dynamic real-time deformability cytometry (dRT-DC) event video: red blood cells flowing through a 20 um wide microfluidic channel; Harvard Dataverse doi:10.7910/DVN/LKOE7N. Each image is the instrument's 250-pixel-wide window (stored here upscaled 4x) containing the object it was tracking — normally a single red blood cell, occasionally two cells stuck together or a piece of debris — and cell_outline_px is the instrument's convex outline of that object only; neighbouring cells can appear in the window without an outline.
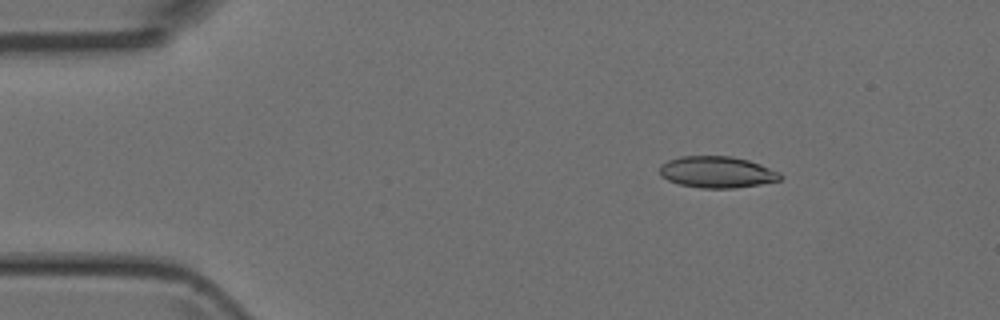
{"species": "Egyptian fruit bat (a non-hibernating species)", "species_latin": "Rousettus aegyptiacus", "temperature_condition": "room temperature", "stored_images_in_passage": 4, "camera_frame_rate_fps": 3000, "um_per_image_px": 0.085, "animal": {"sex": "female"}, "frame": {"image": 1, "passage_image": 2, "time_ms": 1.0, "image_size_px": [1000, 320], "cell_outline_px": [[784, 176], [780, 180], [760, 184], [732, 188], [700, 188], [680, 184], [668, 180], [660, 176], [660, 164], [668, 160], [680, 156], [732, 156], [748, 160], [760, 164], [780, 172]], "centroid_in_image_um": [60.94, 14.62], "position_along_channel_um": 24.1, "area_um2": 22.2}}
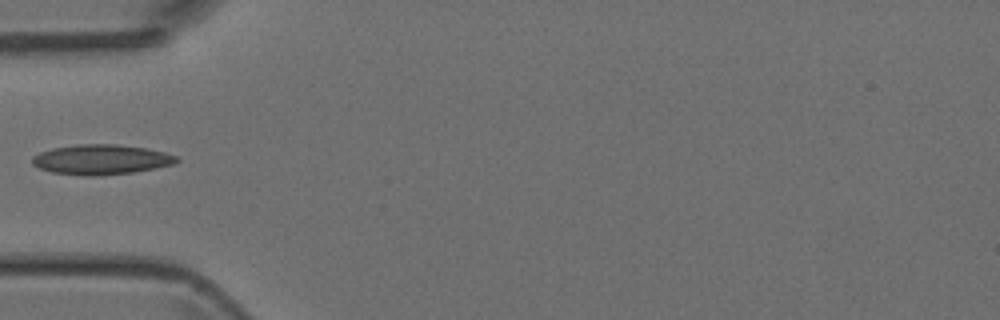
{"frame": {"image": 2, "passage_image": 4, "time_ms": 4.0, "image_size_px": [1000, 320], "cell_outline_px": [[180, 160], [172, 164], [156, 168], [132, 172], [92, 176], [88, 176], [52, 172], [40, 168], [32, 164], [32, 156], [40, 152], [52, 148], [80, 144], [116, 144], [144, 148], [164, 152], [176, 156]], "centroid_in_image_um": [8.58, 13.55], "position_along_channel_um": 76.4, "area_um2": 24.97}}